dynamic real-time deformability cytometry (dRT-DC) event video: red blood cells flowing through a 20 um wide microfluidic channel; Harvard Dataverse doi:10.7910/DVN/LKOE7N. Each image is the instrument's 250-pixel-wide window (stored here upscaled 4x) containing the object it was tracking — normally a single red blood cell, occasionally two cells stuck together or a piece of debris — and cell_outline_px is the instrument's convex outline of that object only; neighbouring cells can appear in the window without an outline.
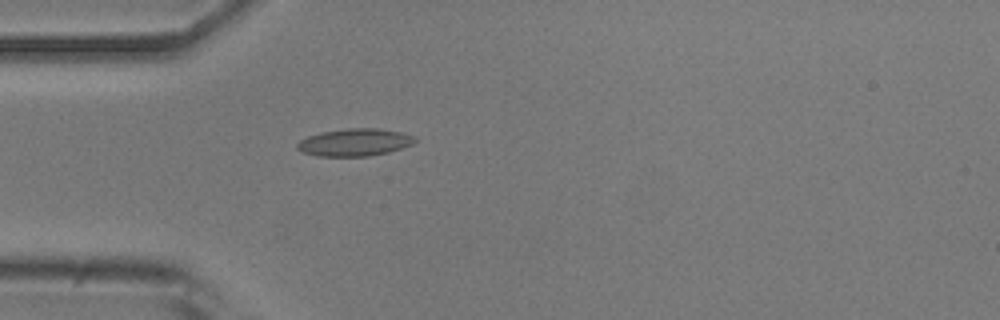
{"species": "common noctule bat (a hibernating species)", "species_latin": "Nyctalus noctula", "temperature_condition": "room temperature", "stored_images_in_passage": 4, "camera_frame_rate_fps": 3000, "um_per_image_px": 0.085, "animal": {"sex": "male", "body_mass_g": 20.5, "forearm_length_mm": 52.5}, "frame": {"image": 1, "passage_image": 4, "time_ms": 1.0, "image_size_px": [1000, 320], "cell_outline_px": [[416, 140], [412, 144], [388, 152], [368, 156], [316, 156], [304, 152], [296, 148], [296, 144], [300, 140], [308, 136], [320, 132], [348, 128], [380, 128], [400, 132], [416, 136]], "centroid_in_image_um": [30.14, 12.09], "position_along_channel_um": 54.9, "area_um2": 18.79}}